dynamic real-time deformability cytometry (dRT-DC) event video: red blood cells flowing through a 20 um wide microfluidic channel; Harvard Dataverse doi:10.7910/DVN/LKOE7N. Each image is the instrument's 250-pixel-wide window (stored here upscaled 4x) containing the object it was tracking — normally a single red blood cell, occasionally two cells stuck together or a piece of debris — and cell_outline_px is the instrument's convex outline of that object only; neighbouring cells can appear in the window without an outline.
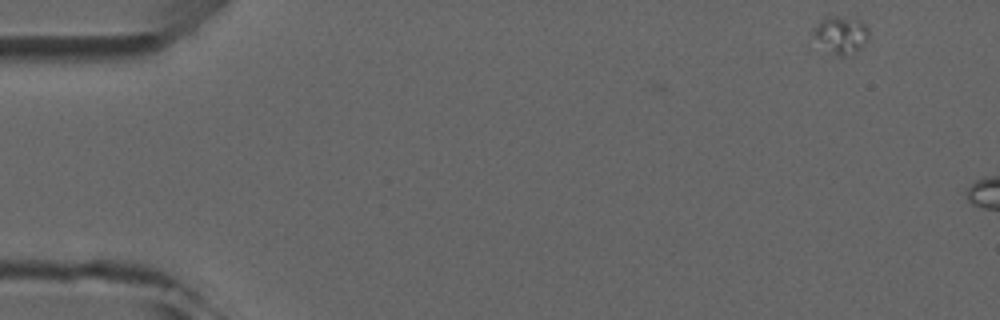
{"species": "common noctule bat (a hibernating species)", "species_latin": "Nyctalus noctula", "temperature_condition": "room temperature", "stored_images_in_passage": 2, "camera_frame_rate_fps": 3000, "um_per_image_px": 0.085, "animal": {"sex": "male", "forearm_length_mm": 52.5}, "frame": {"image": 1, "passage_image": 1, "time_ms": 0.0, "image_size_px": [1000, 320], "cell_outline_px": [[868, 40], [852, 52], [844, 56], [836, 56], [816, 40], [812, 32], [812, 28], [824, 16], [856, 16], [868, 28]], "centroid_in_image_um": [71.46, 2.89], "position_along_channel_um": 13.5, "area_um2": 12.14}}